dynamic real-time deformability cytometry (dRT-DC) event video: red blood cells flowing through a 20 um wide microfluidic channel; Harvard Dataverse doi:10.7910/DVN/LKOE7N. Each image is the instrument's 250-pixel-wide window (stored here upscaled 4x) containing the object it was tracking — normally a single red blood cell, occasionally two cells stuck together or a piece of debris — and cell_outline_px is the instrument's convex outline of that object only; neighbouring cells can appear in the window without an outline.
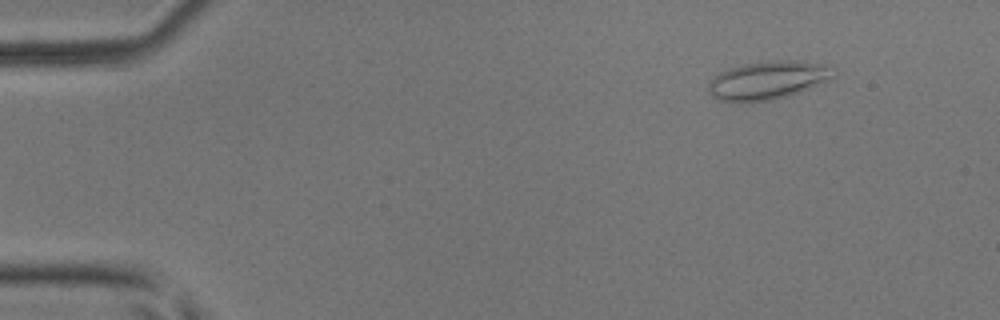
{"species": "common noctule bat (a hibernating species)", "species_latin": "Nyctalus noctula", "temperature_condition": "room temperature", "stored_images_in_passage": 8, "camera_frame_rate_fps": 3000, "um_per_image_px": 0.085, "animal": {"sex": "male", "body_mass_g": 17.9, "forearm_length_mm": 54.2}, "frame": {"image": 1, "passage_image": 2, "time_ms": 0.333, "image_size_px": [1000, 320], "cell_outline_px": [[836, 76], [828, 80], [796, 92], [772, 100], [720, 100], [712, 96], [708, 92], [708, 84], [720, 72], [728, 68], [744, 64], [772, 60], [796, 60], [828, 64]], "centroid_in_image_um": [65.27, 6.78], "position_along_channel_um": 19.7, "area_um2": 27.22}}
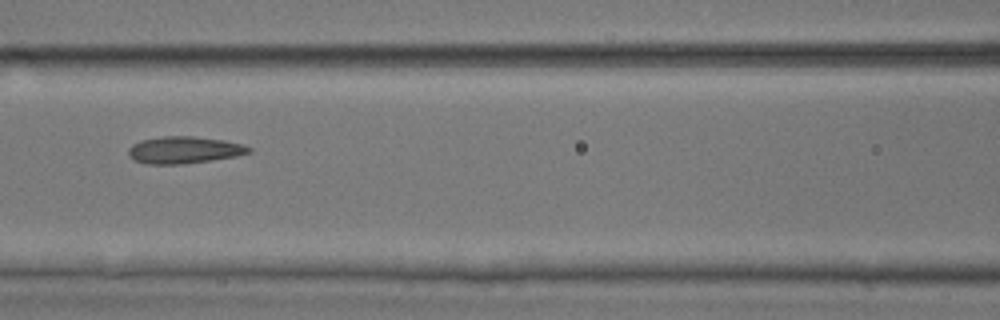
{"frame": {"image": 2, "passage_image": 7, "time_ms": 2.0, "image_size_px": [1000, 320], "cell_outline_px": [[252, 152], [236, 156], [212, 160], [184, 164], [144, 164], [132, 160], [128, 156], [128, 148], [132, 144], [140, 140], [164, 136], [192, 136], [224, 140], [244, 144], [252, 148]], "centroid_in_image_um": [15.63, 12.75], "position_along_channel_um": 151.0, "area_um2": 19.25}}
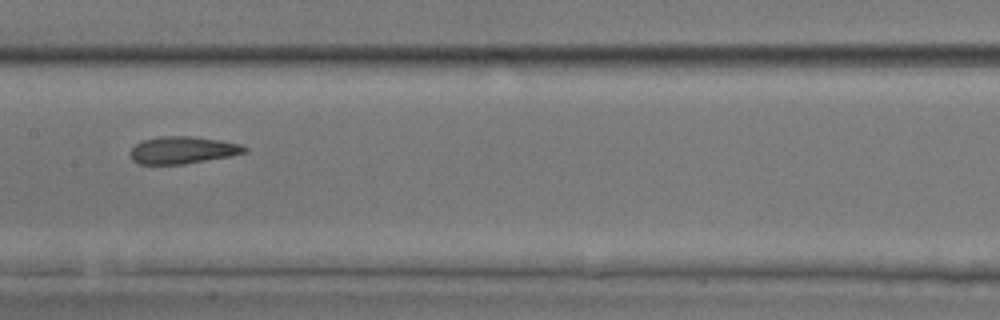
{"frame": {"image": 3, "passage_image": 8, "time_ms": 2.333, "image_size_px": [1000, 320], "cell_outline_px": [[248, 152], [232, 156], [184, 164], [140, 164], [132, 160], [132, 148], [136, 144], [144, 140], [160, 136], [192, 136], [220, 140], [240, 144], [248, 148]], "centroid_in_image_um": [15.58, 12.76], "position_along_channel_um": 191.8, "area_um2": 18.09}}